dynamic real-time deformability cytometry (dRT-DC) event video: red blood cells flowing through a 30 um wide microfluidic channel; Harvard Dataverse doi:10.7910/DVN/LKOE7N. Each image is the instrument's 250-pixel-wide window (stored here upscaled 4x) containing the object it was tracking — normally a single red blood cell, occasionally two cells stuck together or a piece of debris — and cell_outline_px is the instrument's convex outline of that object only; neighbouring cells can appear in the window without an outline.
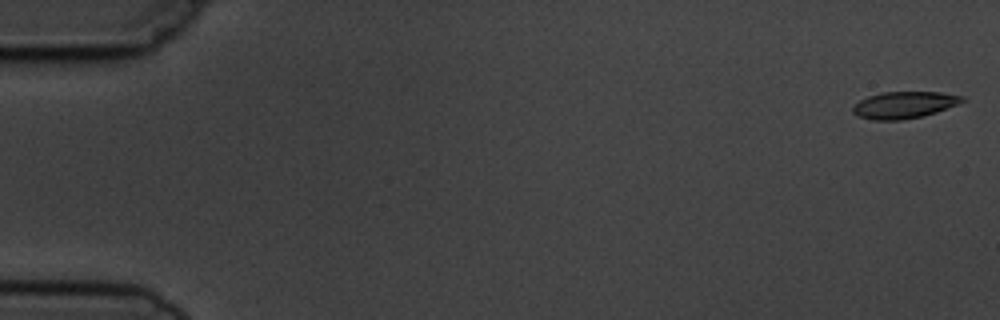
{"species": "common noctule bat (a hibernating species)", "species_latin": "Nyctalus noctula", "temperature_condition": "cold", "stored_images_in_passage": 5, "camera_frame_rate_fps": 3000, "um_per_image_px": 0.085, "animal": {"sex": "male", "body_mass_g": 19.5, "forearm_length_mm": 54.6}, "frame": {"image": 1, "passage_image": 1, "time_ms": 0.0, "image_size_px": [1000, 320], "cell_outline_px": [[968, 100], [936, 112], [920, 116], [900, 120], [872, 120], [860, 116], [852, 112], [852, 108], [860, 100], [868, 96], [884, 92], [940, 92], [964, 96]], "centroid_in_image_um": [76.88, 8.91], "position_along_channel_um": 8.1, "area_um2": 16.94}}
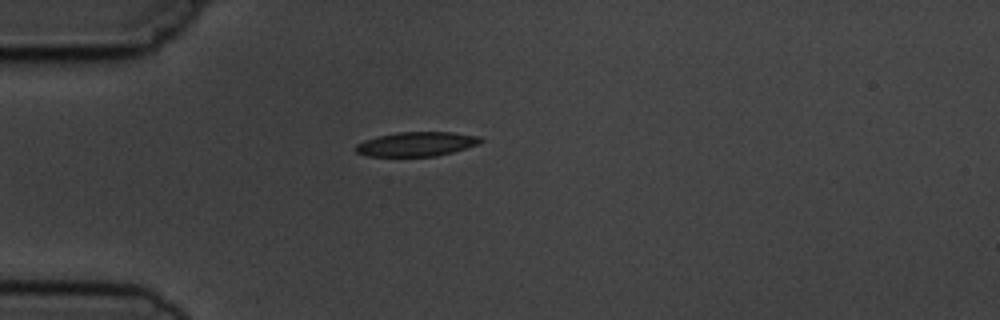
{"frame": {"image": 2, "passage_image": 5, "time_ms": 4.667, "image_size_px": [1000, 320], "cell_outline_px": [[484, 140], [480, 144], [452, 152], [436, 156], [368, 156], [356, 152], [352, 148], [356, 144], [364, 140], [376, 136], [396, 132], [452, 132], [480, 136]], "centroid_in_image_um": [35.39, 12.24], "position_along_channel_um": 49.6, "area_um2": 17.92}}